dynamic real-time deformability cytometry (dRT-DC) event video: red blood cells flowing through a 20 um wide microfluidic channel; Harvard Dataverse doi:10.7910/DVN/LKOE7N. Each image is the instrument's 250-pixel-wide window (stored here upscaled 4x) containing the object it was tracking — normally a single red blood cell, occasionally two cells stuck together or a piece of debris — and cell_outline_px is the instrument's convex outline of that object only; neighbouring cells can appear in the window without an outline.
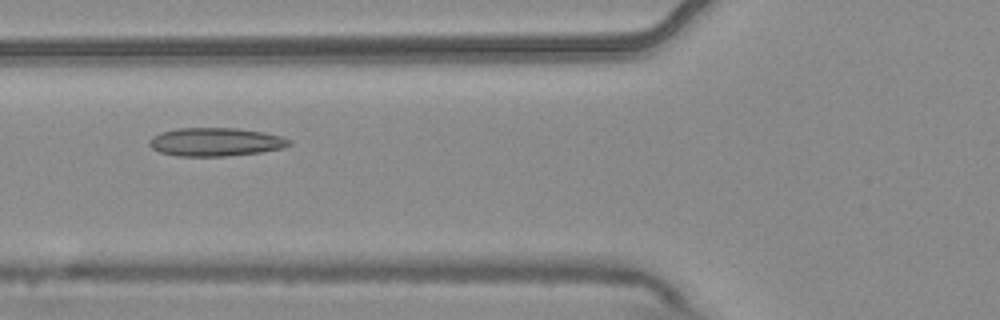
{"species": "common noctule bat (a hibernating species)", "species_latin": "Nyctalus noctula", "temperature_condition": "warm", "stored_images_in_passage": 10, "camera_frame_rate_fps": 3000, "um_per_image_px": 0.085, "animal": {"sex": "male", "body_mass_g": 20.4}, "frame": {"image": 1, "passage_image": 6, "time_ms": 1.667, "image_size_px": [1000, 320], "cell_outline_px": [[292, 144], [280, 148], [260, 152], [224, 156], [176, 156], [160, 152], [152, 148], [148, 144], [148, 140], [152, 136], [160, 132], [176, 128], [236, 128], [264, 132], [280, 136], [292, 140]], "centroid_in_image_um": [18.28, 12.06], "position_along_channel_um": 107.5, "area_um2": 23.18}}
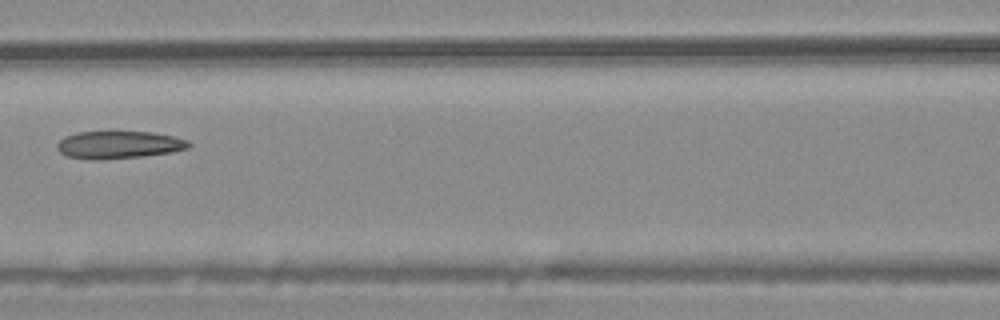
{"frame": {"image": 2, "passage_image": 7, "time_ms": 2.0, "image_size_px": [1000, 320], "cell_outline_px": [[192, 144], [188, 148], [172, 152], [144, 156], [100, 160], [88, 160], [68, 156], [60, 152], [56, 148], [56, 144], [64, 136], [76, 132], [112, 128], [152, 132], [172, 136], [188, 140]], "centroid_in_image_um": [10.06, 12.25], "position_along_channel_um": 156.5, "area_um2": 22.37}}
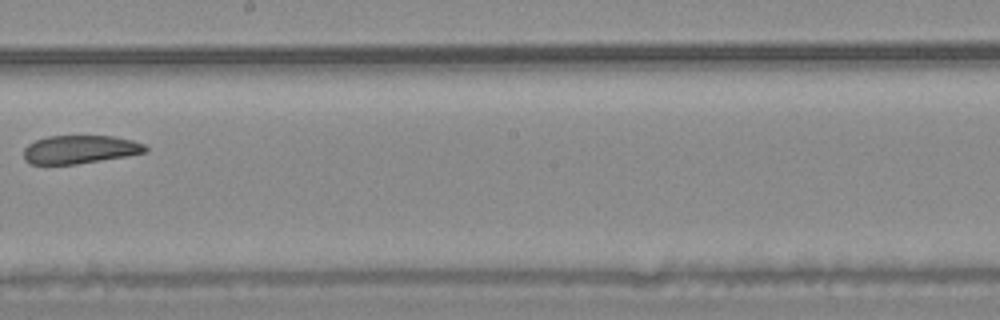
{"frame": {"image": 3, "passage_image": 9, "time_ms": 2.667, "image_size_px": [1000, 320], "cell_outline_px": [[148, 152], [128, 156], [76, 164], [28, 164], [24, 160], [24, 148], [28, 144], [36, 140], [48, 136], [112, 136], [132, 140], [144, 144], [148, 148]], "centroid_in_image_um": [6.8, 12.71], "position_along_channel_um": 241.4, "area_um2": 20.17}}